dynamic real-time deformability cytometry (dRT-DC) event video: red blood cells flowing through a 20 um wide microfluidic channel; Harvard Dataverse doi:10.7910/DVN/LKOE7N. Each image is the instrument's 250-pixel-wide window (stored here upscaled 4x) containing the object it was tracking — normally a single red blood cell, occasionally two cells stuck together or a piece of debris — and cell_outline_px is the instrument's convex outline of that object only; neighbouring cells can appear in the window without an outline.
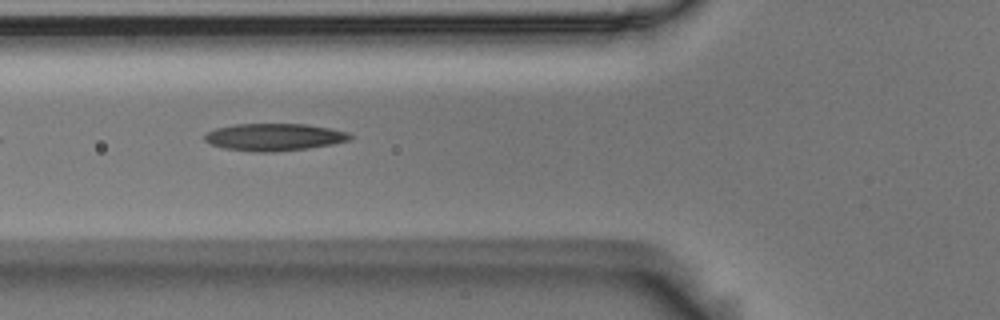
{"species": "Egyptian fruit bat (a non-hibernating species)", "species_latin": "Rousettus aegyptiacus", "temperature_condition": "room temperature", "stored_images_in_passage": 10, "camera_frame_rate_fps": 3000, "um_per_image_px": 0.085, "animal": {"sex": "male"}, "frame": {"image": 1, "passage_image": 5, "time_ms": 1.333, "image_size_px": [1000, 320], "cell_outline_px": [[352, 136], [348, 140], [332, 144], [308, 148], [272, 152], [256, 152], [224, 148], [212, 144], [204, 140], [204, 136], [208, 132], [216, 128], [236, 124], [308, 124], [348, 132]], "centroid_in_image_um": [23.3, 11.65], "position_along_channel_um": 102.5, "area_um2": 22.89}}
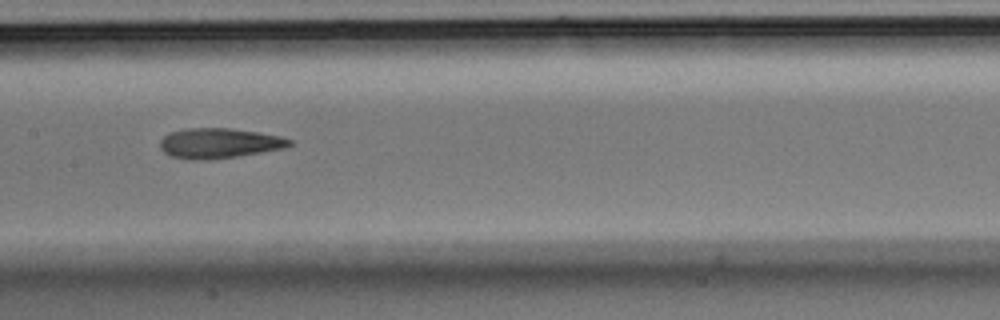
{"frame": {"image": 2, "passage_image": 7, "time_ms": 2.0, "image_size_px": [1000, 320], "cell_outline_px": [[296, 140], [292, 144], [284, 148], [212, 160], [188, 160], [172, 156], [164, 152], [160, 148], [160, 140], [164, 136], [172, 132], [188, 128], [228, 128], [256, 132], [280, 136]], "centroid_in_image_um": [18.63, 12.18], "position_along_channel_um": 188.8, "area_um2": 22.66}}
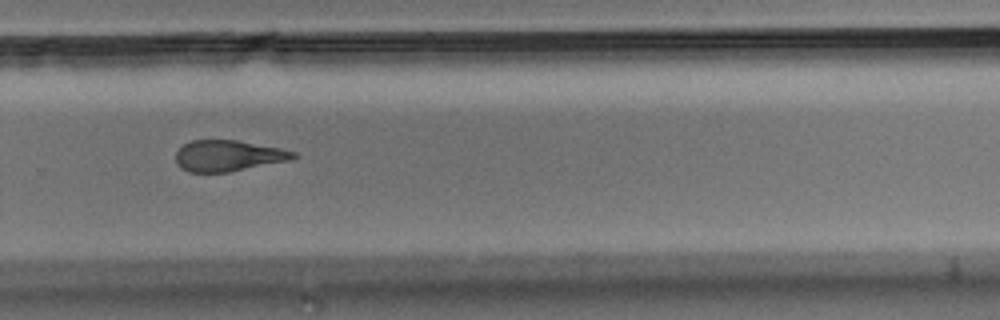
{"frame": {"image": 3, "passage_image": 10, "time_ms": 3.0, "image_size_px": [1000, 320], "cell_outline_px": [[300, 156], [288, 160], [228, 172], [188, 172], [180, 168], [176, 164], [176, 152], [184, 144], [192, 140], [236, 140], [280, 148], [296, 152]], "centroid_in_image_um": [19.37, 13.24], "position_along_channel_um": 310.4, "area_um2": 21.15}}